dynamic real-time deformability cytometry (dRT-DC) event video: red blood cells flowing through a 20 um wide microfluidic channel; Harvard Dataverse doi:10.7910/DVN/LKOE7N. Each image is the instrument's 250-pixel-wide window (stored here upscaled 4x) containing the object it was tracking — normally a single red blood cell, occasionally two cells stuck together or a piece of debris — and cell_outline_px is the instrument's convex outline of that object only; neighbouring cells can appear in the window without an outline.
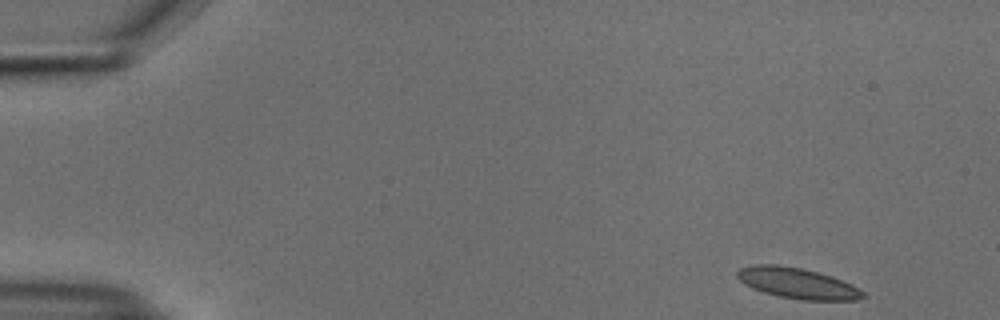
{"species": "common noctule bat (a hibernating species)", "species_latin": "Nyctalus noctula", "temperature_condition": "cold", "stored_images_in_passage": 50, "camera_frame_rate_fps": 3000, "um_per_image_px": 0.085, "animal": {"sex": "male", "body_mass_g": 18.8}, "frame": {"image": 1, "passage_image": 1, "time_ms": 0.0, "image_size_px": [1000, 320], "cell_outline_px": [[868, 296], [856, 300], [804, 300], [780, 296], [764, 292], [752, 288], [744, 284], [736, 276], [736, 272], [740, 268], [752, 264], [780, 264], [800, 268], [832, 276], [864, 292]], "centroid_in_image_um": [67.73, 24.06], "position_along_channel_um": 17.3, "area_um2": 22.31}}
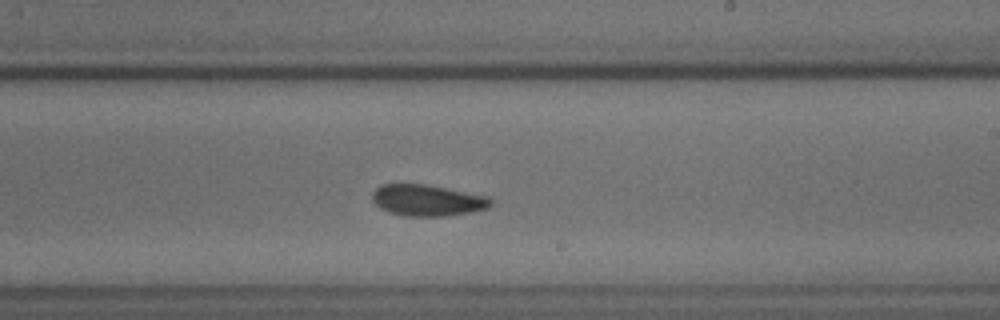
{"frame": {"image": 2, "passage_image": 29, "time_ms": 9.333, "image_size_px": [1000, 320], "cell_outline_px": [[492, 204], [488, 208], [472, 212], [448, 216], [404, 216], [388, 212], [380, 208], [372, 200], [372, 192], [380, 184], [428, 184], [488, 196], [492, 200]], "centroid_in_image_um": [36.33, 17.02], "position_along_channel_um": 252.7, "area_um2": 21.91}}
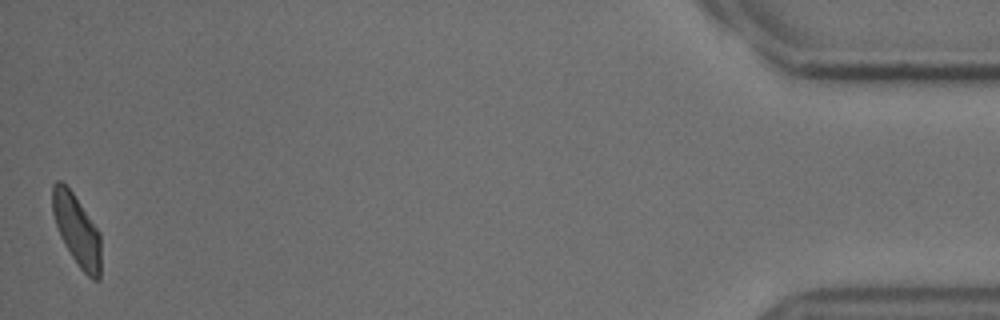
{"frame": {"image": 3, "passage_image": 50, "time_ms": 16.333, "image_size_px": [1000, 320], "cell_outline_px": [[100, 280], [92, 280], [80, 268], [64, 244], [60, 236], [52, 212], [52, 184], [56, 180], [60, 180], [72, 192], [100, 232]], "centroid_in_image_um": [6.52, 19.56], "position_along_channel_um": 428.7, "area_um2": 19.94}, "authors_computed_cell_mechanics": {"area_um2": 21.7039, "velocity_mm_per_s": 3.7346, "shape_relaxation_time_tau1_ms": null, "shape_relaxation_time_tau2_ms": 5.3113, "deformation_change_tau1": null, "deformation_change_tau2": 0.1047}}